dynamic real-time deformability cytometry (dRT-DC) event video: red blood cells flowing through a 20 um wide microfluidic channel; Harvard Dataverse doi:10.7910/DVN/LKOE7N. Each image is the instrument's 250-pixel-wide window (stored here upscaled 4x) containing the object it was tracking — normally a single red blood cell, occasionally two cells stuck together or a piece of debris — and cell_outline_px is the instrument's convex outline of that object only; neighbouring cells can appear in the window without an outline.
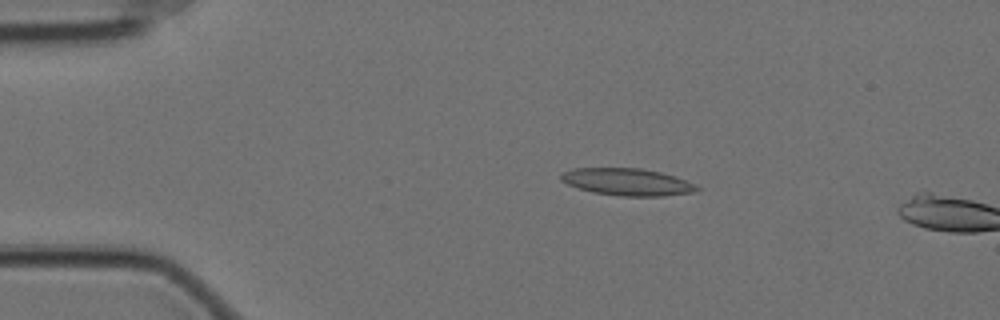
{"species": "Egyptian fruit bat (a non-hibernating species)", "species_latin": "Rousettus aegyptiacus", "temperature_condition": "cold", "stored_images_in_passage": 7, "camera_frame_rate_fps": 3000, "um_per_image_px": 0.085, "animal": {"sex": "female"}, "frame": {"image": 1, "passage_image": 3, "time_ms": 0.667, "image_size_px": [1000, 320], "cell_outline_px": [[700, 188], [692, 192], [664, 196], [620, 196], [592, 192], [568, 184], [560, 180], [560, 172], [576, 168], [640, 168], [660, 172], [676, 176]], "centroid_in_image_um": [53.27, 15.46], "position_along_channel_um": 31.7, "area_um2": 21.33}}